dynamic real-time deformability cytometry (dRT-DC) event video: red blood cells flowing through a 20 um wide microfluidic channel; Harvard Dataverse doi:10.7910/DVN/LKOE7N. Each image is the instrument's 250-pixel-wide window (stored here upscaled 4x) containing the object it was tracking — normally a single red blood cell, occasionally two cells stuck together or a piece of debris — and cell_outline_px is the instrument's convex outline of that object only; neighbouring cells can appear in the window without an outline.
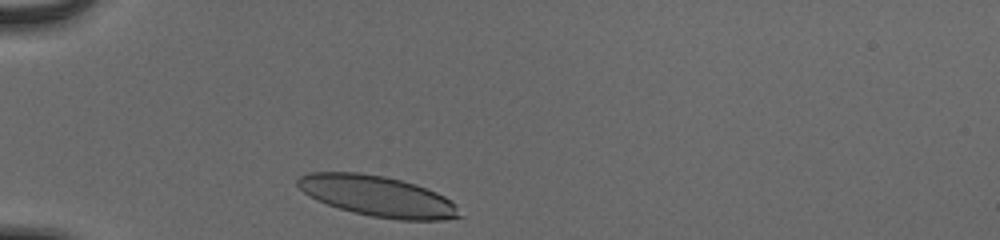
{"species": "human", "species_latin": "Homo sapiens", "temperature_condition": "cold", "stored_images_in_passage": 30, "camera_frame_rate_fps": 3000, "um_per_image_px": 0.085, "donor": {"sex": "male"}, "frame": {"image": 1, "passage_image": 1, "time_ms": 0.0, "image_size_px": [1000, 240], "cell_outline_px": [[464, 216], [444, 220], [400, 220], [372, 216], [352, 212], [316, 200], [304, 192], [296, 184], [296, 180], [300, 176], [308, 172], [360, 172], [384, 176], [416, 184], [436, 192], [444, 196], [456, 204]], "centroid_in_image_um": [32.11, 16.67], "position_along_channel_um": 52.9, "area_um2": 38.44}}
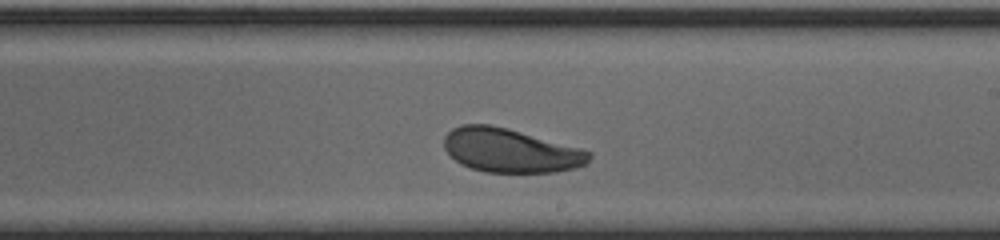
{"frame": {"image": 2, "passage_image": 18, "time_ms": 5.667, "image_size_px": [1000, 240], "cell_outline_px": [[592, 156], [584, 164], [576, 168], [556, 172], [484, 172], [460, 164], [444, 148], [444, 136], [452, 128], [460, 124], [488, 124], [508, 128], [580, 148], [592, 152]], "centroid_in_image_um": [43.37, 12.78], "position_along_channel_um": 245.6, "area_um2": 37.05}}
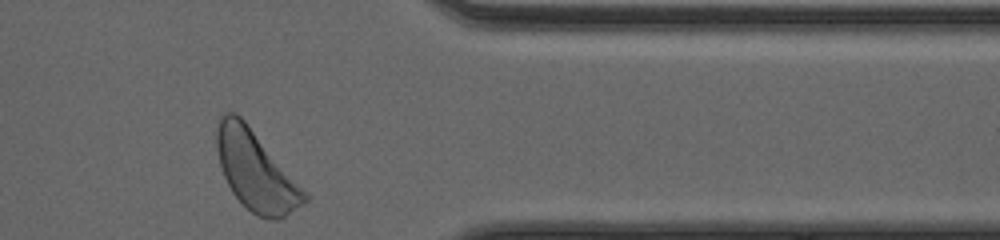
{"frame": {"image": 3, "passage_image": 30, "time_ms": 9.667, "image_size_px": [1000, 240], "cell_outline_px": [[308, 200], [304, 204], [280, 220], [268, 220], [256, 216], [232, 192], [224, 176], [220, 164], [216, 148], [216, 128], [220, 116], [224, 112], [236, 112], [244, 120], [308, 196]], "centroid_in_image_um": [21.7, 14.53], "position_along_channel_um": 389.7, "area_um2": 39.71}, "authors_computed_cell_mechanics": {"area_um2": 37.6278, "velocity_mm_per_s": 3.8291, "shape_relaxation_time_tau1_ms": 2.2638, "shape_relaxation_time_tau2_ms": 2.1416, "deformation_change_tau1": 0.1075, "deformation_change_tau2": 0.0827}}